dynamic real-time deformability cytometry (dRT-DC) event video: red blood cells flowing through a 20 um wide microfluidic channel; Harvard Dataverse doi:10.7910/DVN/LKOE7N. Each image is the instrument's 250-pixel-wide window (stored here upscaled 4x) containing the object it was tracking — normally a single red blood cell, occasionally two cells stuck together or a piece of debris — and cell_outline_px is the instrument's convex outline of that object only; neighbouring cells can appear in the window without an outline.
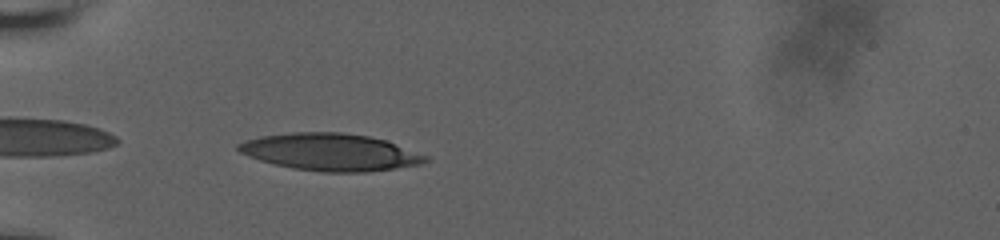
{"species": "human", "species_latin": "Homo sapiens", "temperature_condition": "room temperature", "stored_images_in_passage": 33, "camera_frame_rate_fps": 3000, "um_per_image_px": 0.085, "donor": {"sex": "male"}, "frame": {"image": 1, "passage_image": 1, "time_ms": 0.0, "image_size_px": [1000, 240], "cell_outline_px": [[428, 160], [420, 164], [396, 168], [364, 172], [324, 172], [292, 168], [260, 160], [248, 156], [240, 152], [236, 148], [236, 144], [244, 140], [260, 136], [292, 132], [344, 132], [368, 136], [384, 140], [428, 156]], "centroid_in_image_um": [28.03, 12.92], "position_along_channel_um": 57.0, "area_um2": 40.34}}
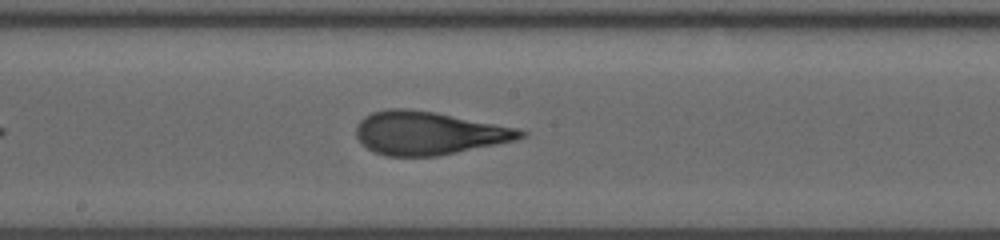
{"frame": {"image": 2, "passage_image": 15, "time_ms": 4.667, "image_size_px": [1000, 240], "cell_outline_px": [[528, 136], [516, 140], [436, 156], [384, 156], [368, 148], [356, 136], [356, 128], [360, 120], [364, 116], [372, 112], [388, 108], [404, 108], [432, 112], [516, 128], [528, 132]], "centroid_in_image_um": [36.41, 11.31], "position_along_channel_um": 211.8, "area_um2": 40.86}}
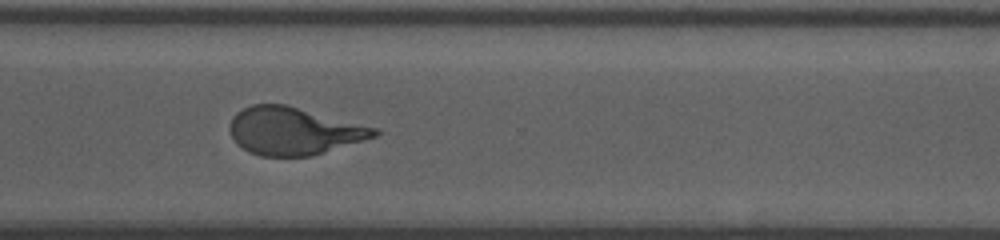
{"frame": {"image": 3, "passage_image": 26, "time_ms": 8.333, "image_size_px": [1000, 240], "cell_outline_px": [[380, 132], [376, 136], [364, 140], [312, 156], [260, 156], [248, 152], [236, 144], [228, 128], [232, 116], [236, 112], [252, 104], [284, 104], [380, 128]], "centroid_in_image_um": [24.95, 11.13], "position_along_channel_um": 345.6, "area_um2": 40.29}, "authors_computed_cell_mechanics": {"area_um2": 40.8646, "velocity_mm_per_s": 3.6552, "shape_relaxation_time_tau1_ms": 6.706, "shape_relaxation_time_tau2_ms": 1.002, "deformation_change_tau1": 0.2633, "deformation_change_tau2": 0.1005}}